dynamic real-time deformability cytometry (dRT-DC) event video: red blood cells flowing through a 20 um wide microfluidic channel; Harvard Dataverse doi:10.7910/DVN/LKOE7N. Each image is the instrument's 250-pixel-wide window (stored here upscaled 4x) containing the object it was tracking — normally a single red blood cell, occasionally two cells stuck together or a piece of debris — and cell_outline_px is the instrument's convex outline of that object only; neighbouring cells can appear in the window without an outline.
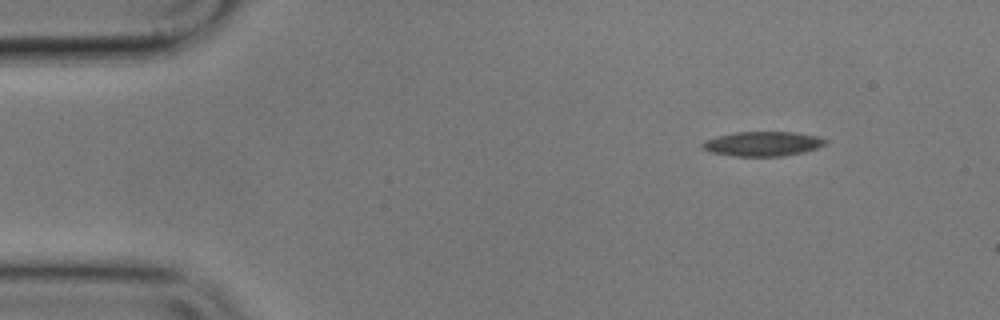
{"species": "common noctule bat (a hibernating species)", "species_latin": "Nyctalus noctula", "temperature_condition": "cold", "stored_images_in_passage": 2, "segment_of_instrument_passage": [2, 2], "camera_frame_rate_fps": 3000, "um_per_image_px": 0.085, "animal": {"sex": "male", "body_mass_g": 17.9}, "frame": {"image": 1, "passage_image": 2, "time_ms": 2.333, "image_size_px": [1000, 320], "cell_outline_px": [[828, 140], [824, 144], [816, 148], [804, 152], [784, 156], [736, 156], [712, 152], [704, 148], [700, 144], [704, 140], [716, 136], [736, 132], [792, 132], [816, 136]], "centroid_in_image_um": [64.81, 12.22], "position_along_channel_um": 20.2, "area_um2": 17.46}}